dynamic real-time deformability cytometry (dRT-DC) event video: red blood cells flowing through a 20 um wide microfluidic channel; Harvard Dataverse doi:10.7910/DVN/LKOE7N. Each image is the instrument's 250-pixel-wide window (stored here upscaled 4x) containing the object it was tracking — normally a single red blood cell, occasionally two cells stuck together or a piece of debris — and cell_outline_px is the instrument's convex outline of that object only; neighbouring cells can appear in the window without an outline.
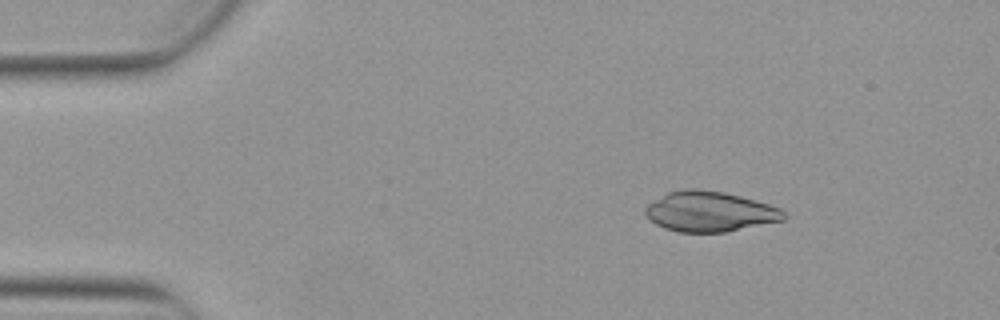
{"species": "Egyptian fruit bat (a non-hibernating species)", "species_latin": "Rousettus aegyptiacus", "temperature_condition": "warm", "stored_images_in_passage": 5, "camera_frame_rate_fps": 3000, "um_per_image_px": 0.085, "animal": {"sex": "female"}, "frame": {"image": 1, "passage_image": 3, "time_ms": 0.667, "image_size_px": [1000, 320], "cell_outline_px": [[788, 216], [784, 220], [724, 232], [680, 232], [664, 228], [656, 224], [644, 212], [644, 208], [648, 204], [668, 192], [684, 188], [696, 188], [724, 192], [740, 196], [768, 204], [780, 208]], "centroid_in_image_um": [60.33, 17.97], "position_along_channel_um": 24.7, "area_um2": 32.31}}